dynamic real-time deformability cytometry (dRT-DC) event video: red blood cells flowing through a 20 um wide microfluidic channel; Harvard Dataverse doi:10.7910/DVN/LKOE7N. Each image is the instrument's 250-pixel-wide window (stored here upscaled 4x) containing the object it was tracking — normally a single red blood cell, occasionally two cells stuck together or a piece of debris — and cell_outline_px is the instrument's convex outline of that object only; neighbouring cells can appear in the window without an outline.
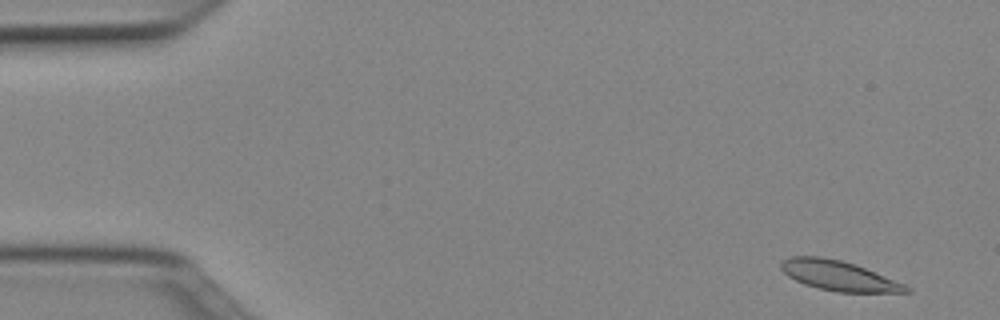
{"species": "Egyptian fruit bat (a non-hibernating species)", "species_latin": "Rousettus aegyptiacus", "temperature_condition": "cold", "stored_images_in_passage": 51, "camera_frame_rate_fps": 3000, "um_per_image_px": 0.085, "animal": {"sex": "female"}, "frame": {"image": 1, "passage_image": 3, "time_ms": 0.667, "image_size_px": [1000, 320], "cell_outline_px": [[912, 292], [836, 292], [804, 284], [788, 276], [780, 268], [780, 264], [784, 260], [792, 256], [820, 256], [840, 260], [856, 264], [904, 284], [912, 288]], "centroid_in_image_um": [71.29, 23.43], "position_along_channel_um": 13.7, "area_um2": 21.62}}
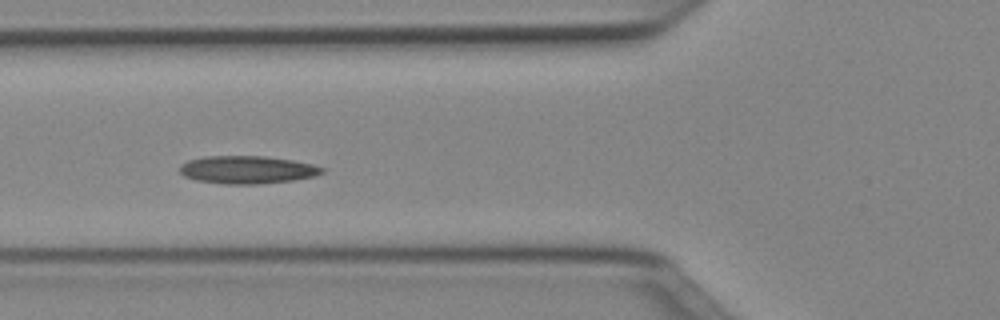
{"frame": {"image": 2, "passage_image": 19, "time_ms": 6.0, "image_size_px": [1000, 320], "cell_outline_px": [[324, 172], [316, 176], [292, 180], [260, 184], [224, 184], [196, 180], [184, 176], [180, 172], [180, 164], [188, 160], [204, 156], [264, 156], [292, 160], [312, 164], [324, 168]], "centroid_in_image_um": [21.0, 14.43], "position_along_channel_um": 104.8, "area_um2": 23.12}}
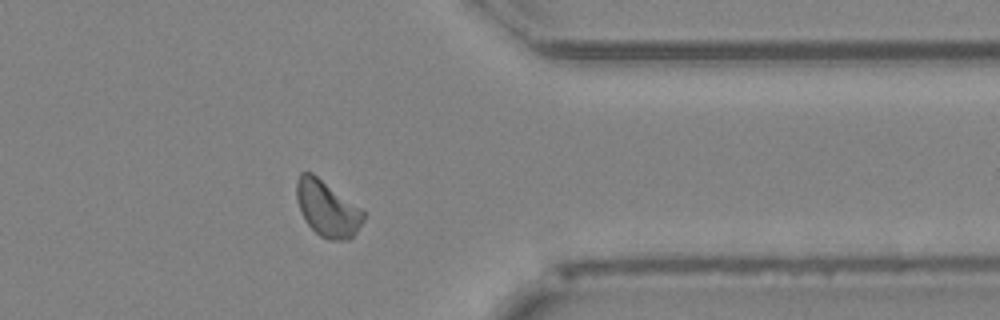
{"frame": {"image": 3, "passage_image": 41, "time_ms": 13.333, "image_size_px": [1000, 320], "cell_outline_px": [[364, 220], [356, 232], [348, 240], [328, 240], [320, 236], [304, 220], [300, 212], [296, 200], [296, 180], [300, 172], [312, 172], [364, 208]], "centroid_in_image_um": [27.82, 17.7], "position_along_channel_um": 383.6, "area_um2": 22.31}, "authors_computed_cell_mechanics": {"area_um2": 21.6172, "velocity_mm_per_s": 3.9486, "shape_relaxation_time_tau1_ms": 10.2794, "shape_relaxation_time_tau2_ms": 5.3593, "deformation_change_tau1": 0.1634, "deformation_change_tau2": 0.1088}}